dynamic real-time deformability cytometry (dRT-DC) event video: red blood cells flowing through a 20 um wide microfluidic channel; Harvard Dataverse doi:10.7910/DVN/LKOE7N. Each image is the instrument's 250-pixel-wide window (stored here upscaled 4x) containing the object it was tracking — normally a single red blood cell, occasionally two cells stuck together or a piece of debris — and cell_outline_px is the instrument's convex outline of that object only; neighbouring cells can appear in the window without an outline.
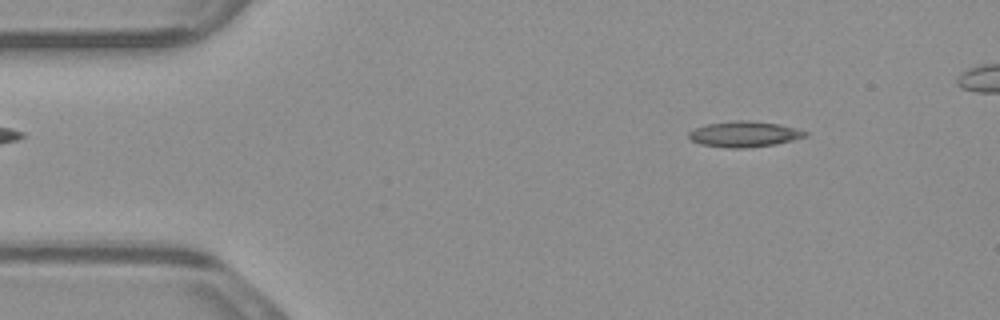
{"species": "common noctule bat (a hibernating species)", "species_latin": "Nyctalus noctula", "temperature_condition": "warm", "stored_images_in_passage": 10, "camera_frame_rate_fps": 3000, "um_per_image_px": 0.085, "animal": {"sex": "male", "body_mass_g": 23.1, "forearm_length_mm": 52.7}, "frame": {"image": 1, "passage_image": 6, "time_ms": 1.667, "image_size_px": [1000, 320], "cell_outline_px": [[808, 136], [776, 144], [748, 148], [728, 148], [700, 144], [692, 140], [688, 136], [688, 132], [696, 128], [708, 124], [732, 120], [748, 120], [780, 124], [808, 132]], "centroid_in_image_um": [63.27, 11.4], "position_along_channel_um": 21.7, "area_um2": 17.46}}
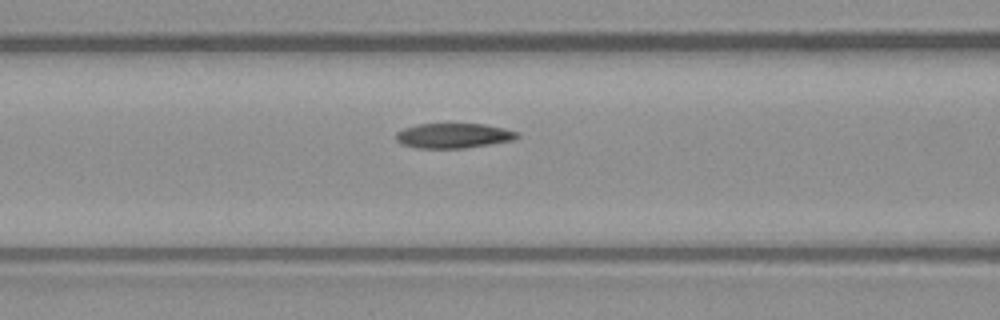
{"frame": {"image": 2, "passage_image": 9, "time_ms": 2.667, "image_size_px": [1000, 320], "cell_outline_px": [[520, 136], [512, 140], [464, 148], [416, 148], [400, 144], [396, 140], [396, 132], [404, 128], [416, 124], [484, 124], [504, 128], [520, 132]], "centroid_in_image_um": [38.52, 11.53], "position_along_channel_um": 128.1, "area_um2": 17.63}}